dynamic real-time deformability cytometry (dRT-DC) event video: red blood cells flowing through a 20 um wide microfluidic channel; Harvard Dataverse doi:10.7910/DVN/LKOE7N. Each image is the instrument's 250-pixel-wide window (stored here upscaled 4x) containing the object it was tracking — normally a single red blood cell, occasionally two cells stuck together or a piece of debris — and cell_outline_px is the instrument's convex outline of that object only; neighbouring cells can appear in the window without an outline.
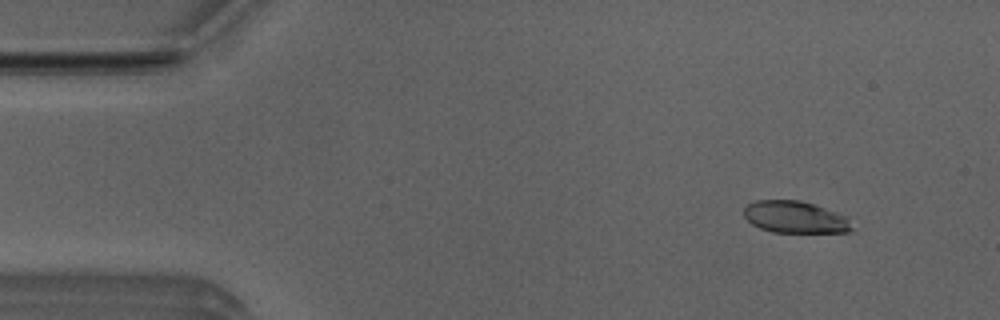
{"species": "Egyptian fruit bat (a non-hibernating species)", "species_latin": "Rousettus aegyptiacus", "temperature_condition": "room temperature", "stored_images_in_passage": 6, "camera_frame_rate_fps": 3000, "um_per_image_px": 0.085, "animal": {"sex": "male"}, "frame": {"image": 1, "passage_image": 2, "time_ms": 0.333, "image_size_px": [1000, 320], "cell_outline_px": [[856, 232], [772, 232], [760, 228], [752, 224], [744, 216], [744, 208], [748, 204], [756, 200], [800, 200], [848, 216]], "centroid_in_image_um": [67.63, 18.46], "position_along_channel_um": 17.4, "area_um2": 20.23}}